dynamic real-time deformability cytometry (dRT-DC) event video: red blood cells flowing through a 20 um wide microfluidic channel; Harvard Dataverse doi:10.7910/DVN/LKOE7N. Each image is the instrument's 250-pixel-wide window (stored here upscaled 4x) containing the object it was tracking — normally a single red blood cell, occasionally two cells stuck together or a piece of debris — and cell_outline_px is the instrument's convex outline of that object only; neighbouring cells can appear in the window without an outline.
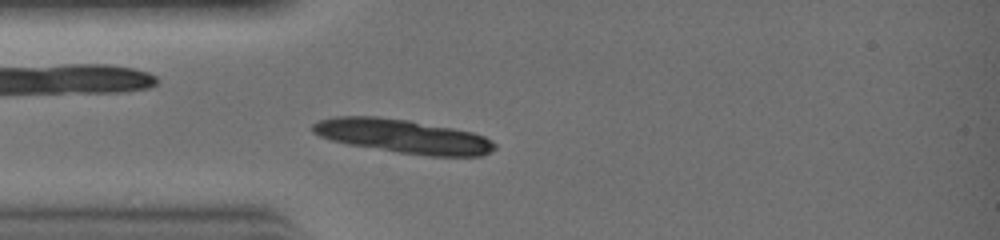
{"species": "common noctule bat (a hibernating species)", "species_latin": "Nyctalus noctula", "temperature_condition": "warm", "stored_images_in_passage": 21, "camera_frame_rate_fps": 3000, "um_per_image_px": 0.085, "animal": {"sex": "female", "body_mass_g": 19.0, "forearm_length_mm": 51.5}, "frame": {"image": 1, "passage_image": 4, "time_ms": 1.0, "image_size_px": [1000, 240], "cell_outline_px": [[496, 148], [480, 156], [428, 156], [400, 152], [348, 144], [332, 140], [320, 136], [312, 132], [308, 128], [312, 124], [320, 120], [336, 116], [376, 116], [408, 120], [452, 128], [472, 132], [484, 136], [492, 140], [496, 144]], "centroid_in_image_um": [34.24, 11.57], "position_along_channel_um": 50.8, "area_um2": 35.78}}